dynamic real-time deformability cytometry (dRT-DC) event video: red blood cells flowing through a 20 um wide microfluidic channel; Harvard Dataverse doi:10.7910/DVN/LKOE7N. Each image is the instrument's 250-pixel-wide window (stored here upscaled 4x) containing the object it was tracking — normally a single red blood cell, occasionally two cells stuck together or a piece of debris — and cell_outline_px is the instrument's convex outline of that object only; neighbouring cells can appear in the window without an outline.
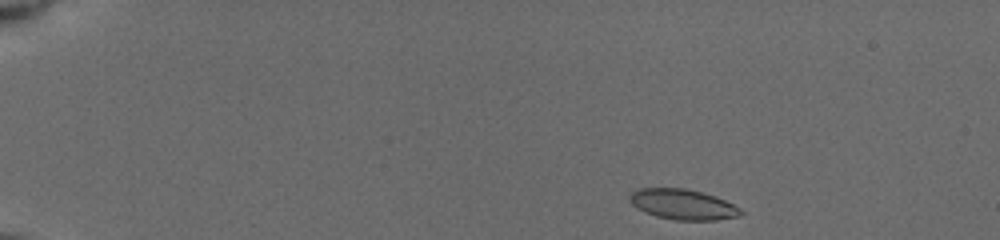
{"species": "common noctule bat (a hibernating species)", "species_latin": "Nyctalus noctula", "temperature_condition": "cold", "stored_images_in_passage": 25, "camera_frame_rate_fps": 3000, "um_per_image_px": 0.085, "animal": {"sex": "female", "body_mass_g": 19.5, "forearm_length_mm": 54.1}, "frame": {"image": 1, "passage_image": 1, "time_ms": 0.0, "image_size_px": [1000, 240], "cell_outline_px": [[744, 212], [740, 216], [716, 220], [676, 220], [656, 216], [644, 212], [636, 208], [628, 200], [628, 196], [636, 188], [684, 188], [700, 192], [724, 200], [740, 208]], "centroid_in_image_um": [57.99, 17.38], "position_along_channel_um": 27.0, "area_um2": 19.65}}
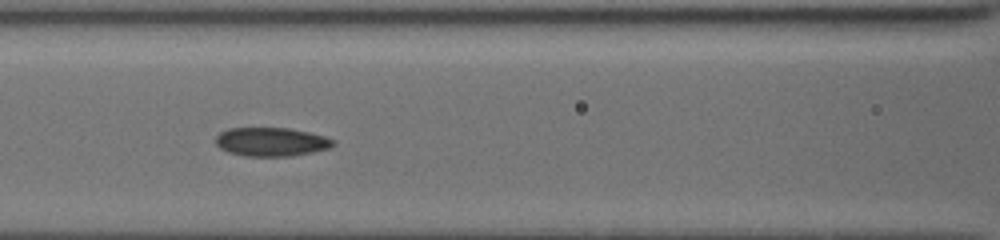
{"frame": {"image": 2, "passage_image": 16, "time_ms": 5.667, "image_size_px": [1000, 240], "cell_outline_px": [[336, 144], [332, 148], [292, 156], [244, 156], [228, 152], [220, 148], [216, 144], [216, 136], [220, 132], [228, 128], [288, 128], [308, 132], [324, 136], [336, 140]], "centroid_in_image_um": [23.08, 12.06], "position_along_channel_um": 143.5, "area_um2": 19.83}}
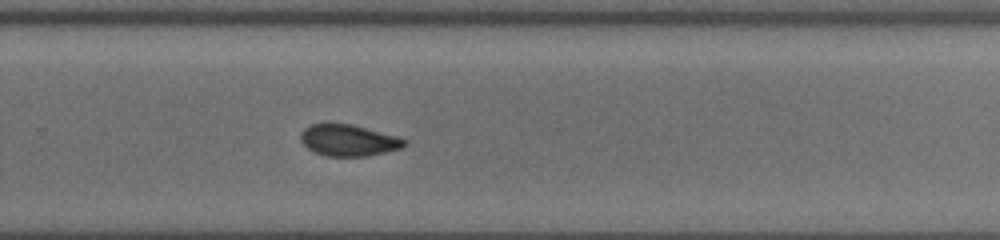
{"frame": {"image": 3, "passage_image": 25, "time_ms": 9.667, "image_size_px": [1000, 240], "cell_outline_px": [[408, 144], [400, 148], [368, 156], [324, 156], [308, 148], [300, 140], [300, 132], [308, 124], [352, 124], [396, 136], [408, 140]], "centroid_in_image_um": [29.61, 11.92], "position_along_channel_um": 300.2, "area_um2": 18.96}}